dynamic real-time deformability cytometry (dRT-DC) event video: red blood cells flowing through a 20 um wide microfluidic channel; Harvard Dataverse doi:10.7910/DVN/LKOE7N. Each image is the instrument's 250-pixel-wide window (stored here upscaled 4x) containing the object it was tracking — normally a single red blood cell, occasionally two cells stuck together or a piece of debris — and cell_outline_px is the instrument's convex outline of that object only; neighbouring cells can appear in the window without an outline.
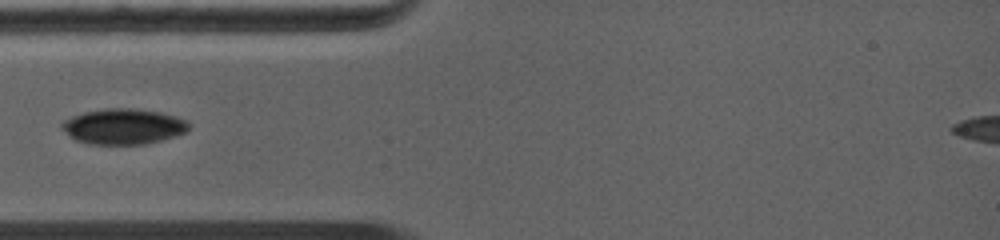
{"species": "common noctule bat (a hibernating species)", "species_latin": "Nyctalus noctula", "temperature_condition": "warm", "stored_images_in_passage": 7, "camera_frame_rate_fps": 5000, "um_per_image_px": 0.085, "animal": {"sex": "female", "body_mass_g": 19.0, "forearm_length_mm": 56.7}, "frame": {"image": 1, "passage_image": 1, "time_ms": 0.0, "image_size_px": [1000, 240], "cell_outline_px": [[188, 128], [184, 132], [160, 140], [144, 144], [88, 144], [76, 140], [60, 124], [64, 120], [72, 116], [84, 112], [104, 108], [136, 108], [160, 112], [184, 120], [188, 124]], "centroid_in_image_um": [10.45, 10.74], "position_along_channel_um": 74.5, "area_um2": 25.78}}
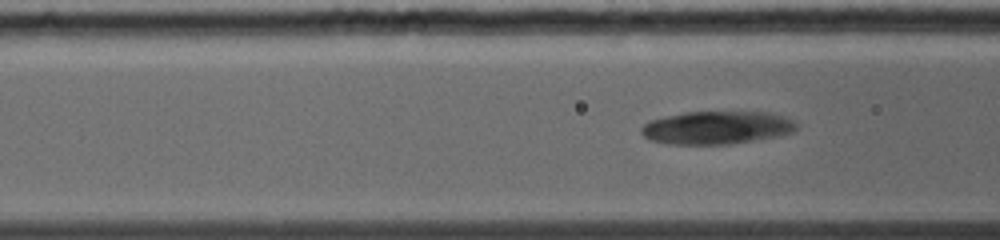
{"frame": {"image": 2, "passage_image": 5, "time_ms": 0.8, "image_size_px": [1000, 240], "cell_outline_px": [[796, 128], [788, 132], [772, 136], [732, 144], [668, 144], [652, 140], [644, 136], [640, 132], [644, 124], [652, 120], [684, 112], [768, 112], [792, 120], [796, 124]], "centroid_in_image_um": [60.86, 10.85], "position_along_channel_um": 105.7, "area_um2": 29.13}}